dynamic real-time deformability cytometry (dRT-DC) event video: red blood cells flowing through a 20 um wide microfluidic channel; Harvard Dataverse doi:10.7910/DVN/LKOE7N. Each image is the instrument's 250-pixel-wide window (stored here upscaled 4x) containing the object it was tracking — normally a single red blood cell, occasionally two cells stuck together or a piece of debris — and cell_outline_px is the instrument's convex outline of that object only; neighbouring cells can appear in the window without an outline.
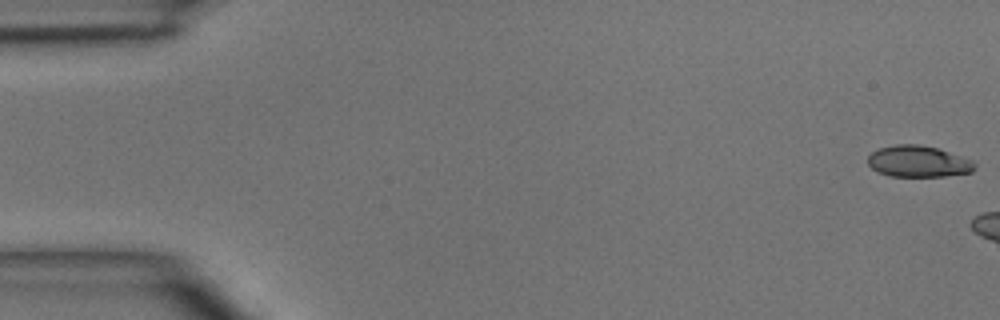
{"species": "common noctule bat (a hibernating species)", "species_latin": "Nyctalus noctula", "temperature_condition": "room temperature", "stored_images_in_passage": 7, "camera_frame_rate_fps": 3000, "um_per_image_px": 0.085, "animal": {"sex": "male", "body_mass_g": 15.6}, "frame": {"image": 1, "passage_image": 1, "time_ms": 0.0, "image_size_px": [1000, 320], "cell_outline_px": [[976, 168], [972, 172], [944, 176], [892, 176], [880, 172], [872, 168], [868, 164], [868, 156], [872, 152], [880, 148], [896, 144], [920, 144], [936, 148], [972, 160], [976, 164]], "centroid_in_image_um": [78.06, 13.72], "position_along_channel_um": 6.9, "area_um2": 19.36}}